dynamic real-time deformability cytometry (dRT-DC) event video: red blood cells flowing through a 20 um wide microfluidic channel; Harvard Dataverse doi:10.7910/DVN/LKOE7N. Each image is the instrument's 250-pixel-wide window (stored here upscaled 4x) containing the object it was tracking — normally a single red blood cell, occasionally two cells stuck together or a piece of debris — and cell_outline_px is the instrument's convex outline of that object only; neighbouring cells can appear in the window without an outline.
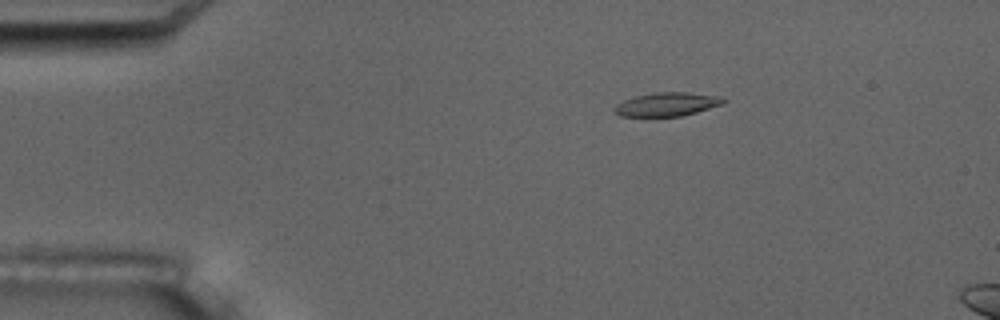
{"species": "common noctule bat (a hibernating species)", "species_latin": "Nyctalus noctula", "temperature_condition": "room temperature", "stored_images_in_passage": 3, "camera_frame_rate_fps": 3000, "um_per_image_px": 0.085, "animal": {"sex": "male", "body_mass_g": 17.5, "forearm_length_mm": 52.3}, "frame": {"image": 1, "passage_image": 1, "time_ms": 0.0, "image_size_px": [1000, 320], "cell_outline_px": [[728, 100], [724, 104], [696, 112], [680, 116], [620, 116], [612, 112], [612, 108], [616, 104], [624, 100], [636, 96], [656, 92], [688, 92], [720, 96]], "centroid_in_image_um": [56.69, 8.86], "position_along_channel_um": 28.3, "area_um2": 15.14}}